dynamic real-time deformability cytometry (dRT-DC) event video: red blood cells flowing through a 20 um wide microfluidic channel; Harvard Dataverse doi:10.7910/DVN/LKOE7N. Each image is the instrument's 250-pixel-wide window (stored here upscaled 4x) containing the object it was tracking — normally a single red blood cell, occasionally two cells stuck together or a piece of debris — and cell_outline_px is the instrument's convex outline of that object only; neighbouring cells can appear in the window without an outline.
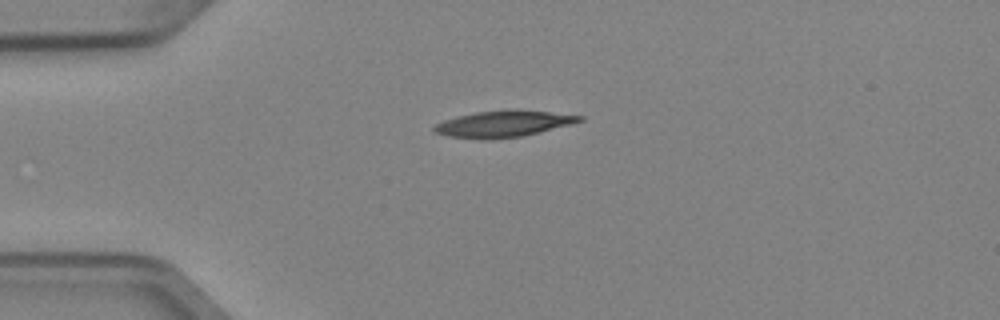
{"species": "Egyptian fruit bat (a non-hibernating species)", "species_latin": "Rousettus aegyptiacus", "temperature_condition": "cold", "stored_images_in_passage": 40, "camera_frame_rate_fps": 3000, "um_per_image_px": 0.085, "animal": {"sex": "female"}, "frame": {"image": 1, "passage_image": 1, "time_ms": 0.0, "image_size_px": [1000, 320], "cell_outline_px": [[584, 120], [520, 136], [448, 136], [436, 132], [432, 128], [436, 124], [444, 120], [456, 116], [476, 112], [508, 108], [516, 108], [584, 116]], "centroid_in_image_um": [42.82, 10.44], "position_along_channel_um": 42.2, "area_um2": 21.21}}
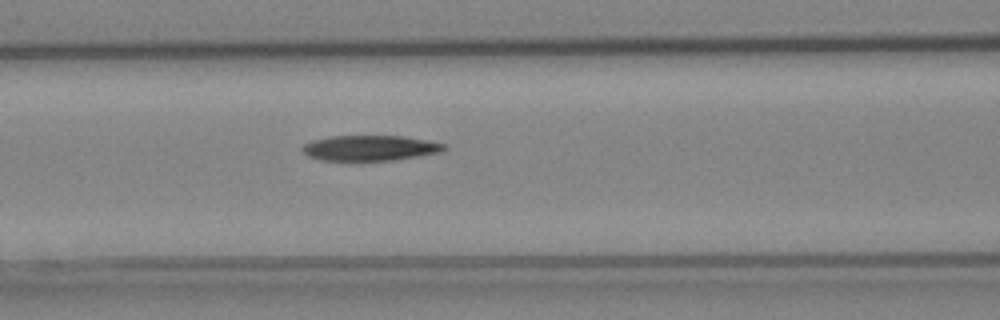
{"frame": {"image": 2, "passage_image": 10, "time_ms": 3.0, "image_size_px": [1000, 320], "cell_outline_px": [[448, 148], [440, 152], [396, 160], [360, 164], [320, 160], [308, 156], [300, 148], [304, 144], [312, 140], [332, 136], [404, 136], [428, 140], [448, 144]], "centroid_in_image_um": [31.44, 12.63], "position_along_channel_um": 135.2, "area_um2": 22.14}}
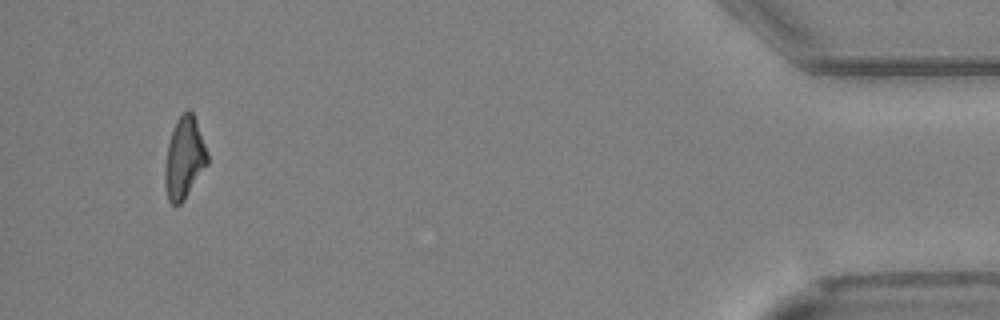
{"frame": {"image": 3, "passage_image": 37, "time_ms": 12.0, "image_size_px": [1000, 320], "cell_outline_px": [[208, 164], [184, 200], [180, 204], [172, 204], [168, 200], [164, 180], [164, 172], [168, 144], [176, 120], [188, 108], [192, 112], [196, 120], [208, 152]], "centroid_in_image_um": [15.67, 13.44], "position_along_channel_um": 419.5, "area_um2": 20.11}, "authors_computed_cell_mechanics": {"area_um2": 21.3571, "velocity_mm_per_s": 3.9703, "shape_relaxation_time_tau1_ms": 5.557, "shape_relaxation_time_tau2_ms": 11.0255, "deformation_change_tau1": 0.1623, "deformation_change_tau2": 0.271}}